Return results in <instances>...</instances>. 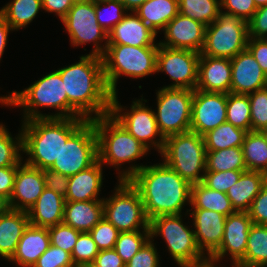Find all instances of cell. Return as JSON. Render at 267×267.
Segmentation results:
<instances>
[{
  "label": "cell",
  "mask_w": 267,
  "mask_h": 267,
  "mask_svg": "<svg viewBox=\"0 0 267 267\" xmlns=\"http://www.w3.org/2000/svg\"><path fill=\"white\" fill-rule=\"evenodd\" d=\"M115 193L103 199V217L120 232L150 230L140 193L129 180H119Z\"/></svg>",
  "instance_id": "10"
},
{
  "label": "cell",
  "mask_w": 267,
  "mask_h": 267,
  "mask_svg": "<svg viewBox=\"0 0 267 267\" xmlns=\"http://www.w3.org/2000/svg\"><path fill=\"white\" fill-rule=\"evenodd\" d=\"M267 35V5L258 8L248 21V36L264 38Z\"/></svg>",
  "instance_id": "52"
},
{
  "label": "cell",
  "mask_w": 267,
  "mask_h": 267,
  "mask_svg": "<svg viewBox=\"0 0 267 267\" xmlns=\"http://www.w3.org/2000/svg\"><path fill=\"white\" fill-rule=\"evenodd\" d=\"M0 103L6 106L21 107L23 121L38 118H69V101L60 73L56 70L35 81L22 91H13L0 97ZM38 107H48L60 112L43 114Z\"/></svg>",
  "instance_id": "4"
},
{
  "label": "cell",
  "mask_w": 267,
  "mask_h": 267,
  "mask_svg": "<svg viewBox=\"0 0 267 267\" xmlns=\"http://www.w3.org/2000/svg\"><path fill=\"white\" fill-rule=\"evenodd\" d=\"M17 172V166L0 168V196L8 201L14 189V180Z\"/></svg>",
  "instance_id": "55"
},
{
  "label": "cell",
  "mask_w": 267,
  "mask_h": 267,
  "mask_svg": "<svg viewBox=\"0 0 267 267\" xmlns=\"http://www.w3.org/2000/svg\"><path fill=\"white\" fill-rule=\"evenodd\" d=\"M135 13L158 34L179 13V0H149Z\"/></svg>",
  "instance_id": "30"
},
{
  "label": "cell",
  "mask_w": 267,
  "mask_h": 267,
  "mask_svg": "<svg viewBox=\"0 0 267 267\" xmlns=\"http://www.w3.org/2000/svg\"><path fill=\"white\" fill-rule=\"evenodd\" d=\"M261 132H262V134L265 136V138L267 140V127L264 128Z\"/></svg>",
  "instance_id": "62"
},
{
  "label": "cell",
  "mask_w": 267,
  "mask_h": 267,
  "mask_svg": "<svg viewBox=\"0 0 267 267\" xmlns=\"http://www.w3.org/2000/svg\"><path fill=\"white\" fill-rule=\"evenodd\" d=\"M246 134L247 131L226 121L203 135L206 151L242 147Z\"/></svg>",
  "instance_id": "35"
},
{
  "label": "cell",
  "mask_w": 267,
  "mask_h": 267,
  "mask_svg": "<svg viewBox=\"0 0 267 267\" xmlns=\"http://www.w3.org/2000/svg\"><path fill=\"white\" fill-rule=\"evenodd\" d=\"M98 160V138L93 120H87L63 144L58 159L49 168L65 176H73Z\"/></svg>",
  "instance_id": "11"
},
{
  "label": "cell",
  "mask_w": 267,
  "mask_h": 267,
  "mask_svg": "<svg viewBox=\"0 0 267 267\" xmlns=\"http://www.w3.org/2000/svg\"><path fill=\"white\" fill-rule=\"evenodd\" d=\"M84 118H38L22 121L26 164L49 169L58 159L63 144L86 122Z\"/></svg>",
  "instance_id": "3"
},
{
  "label": "cell",
  "mask_w": 267,
  "mask_h": 267,
  "mask_svg": "<svg viewBox=\"0 0 267 267\" xmlns=\"http://www.w3.org/2000/svg\"><path fill=\"white\" fill-rule=\"evenodd\" d=\"M247 49L267 75V42L264 38H248Z\"/></svg>",
  "instance_id": "53"
},
{
  "label": "cell",
  "mask_w": 267,
  "mask_h": 267,
  "mask_svg": "<svg viewBox=\"0 0 267 267\" xmlns=\"http://www.w3.org/2000/svg\"><path fill=\"white\" fill-rule=\"evenodd\" d=\"M133 13V14H132ZM156 33L135 12H128L108 33L107 44L135 47L159 46L155 44Z\"/></svg>",
  "instance_id": "23"
},
{
  "label": "cell",
  "mask_w": 267,
  "mask_h": 267,
  "mask_svg": "<svg viewBox=\"0 0 267 267\" xmlns=\"http://www.w3.org/2000/svg\"><path fill=\"white\" fill-rule=\"evenodd\" d=\"M91 267H126L115 249L100 250Z\"/></svg>",
  "instance_id": "54"
},
{
  "label": "cell",
  "mask_w": 267,
  "mask_h": 267,
  "mask_svg": "<svg viewBox=\"0 0 267 267\" xmlns=\"http://www.w3.org/2000/svg\"><path fill=\"white\" fill-rule=\"evenodd\" d=\"M254 2L257 8L267 5V0H254Z\"/></svg>",
  "instance_id": "60"
},
{
  "label": "cell",
  "mask_w": 267,
  "mask_h": 267,
  "mask_svg": "<svg viewBox=\"0 0 267 267\" xmlns=\"http://www.w3.org/2000/svg\"><path fill=\"white\" fill-rule=\"evenodd\" d=\"M242 150L247 171L267 174V140L261 131L247 132Z\"/></svg>",
  "instance_id": "34"
},
{
  "label": "cell",
  "mask_w": 267,
  "mask_h": 267,
  "mask_svg": "<svg viewBox=\"0 0 267 267\" xmlns=\"http://www.w3.org/2000/svg\"><path fill=\"white\" fill-rule=\"evenodd\" d=\"M28 225L29 215L26 211L9 208L0 217V257L7 261L12 258Z\"/></svg>",
  "instance_id": "27"
},
{
  "label": "cell",
  "mask_w": 267,
  "mask_h": 267,
  "mask_svg": "<svg viewBox=\"0 0 267 267\" xmlns=\"http://www.w3.org/2000/svg\"><path fill=\"white\" fill-rule=\"evenodd\" d=\"M232 80L230 93L248 95L267 86V75L248 49L230 59Z\"/></svg>",
  "instance_id": "20"
},
{
  "label": "cell",
  "mask_w": 267,
  "mask_h": 267,
  "mask_svg": "<svg viewBox=\"0 0 267 267\" xmlns=\"http://www.w3.org/2000/svg\"><path fill=\"white\" fill-rule=\"evenodd\" d=\"M61 22L68 32L72 46L93 42L94 49L90 54L101 57L105 53L108 34L97 22L95 0H77ZM104 40L102 46L100 43Z\"/></svg>",
  "instance_id": "14"
},
{
  "label": "cell",
  "mask_w": 267,
  "mask_h": 267,
  "mask_svg": "<svg viewBox=\"0 0 267 267\" xmlns=\"http://www.w3.org/2000/svg\"><path fill=\"white\" fill-rule=\"evenodd\" d=\"M99 250L114 249L120 231L103 217L90 231Z\"/></svg>",
  "instance_id": "45"
},
{
  "label": "cell",
  "mask_w": 267,
  "mask_h": 267,
  "mask_svg": "<svg viewBox=\"0 0 267 267\" xmlns=\"http://www.w3.org/2000/svg\"><path fill=\"white\" fill-rule=\"evenodd\" d=\"M193 94L194 90L164 87L156 92L155 116L164 139L190 131Z\"/></svg>",
  "instance_id": "12"
},
{
  "label": "cell",
  "mask_w": 267,
  "mask_h": 267,
  "mask_svg": "<svg viewBox=\"0 0 267 267\" xmlns=\"http://www.w3.org/2000/svg\"><path fill=\"white\" fill-rule=\"evenodd\" d=\"M118 174V181L129 180L138 190L149 220L181 214L186 203L190 204L191 184L164 162L149 166L134 163Z\"/></svg>",
  "instance_id": "1"
},
{
  "label": "cell",
  "mask_w": 267,
  "mask_h": 267,
  "mask_svg": "<svg viewBox=\"0 0 267 267\" xmlns=\"http://www.w3.org/2000/svg\"><path fill=\"white\" fill-rule=\"evenodd\" d=\"M251 109V131L267 127V86L248 94Z\"/></svg>",
  "instance_id": "43"
},
{
  "label": "cell",
  "mask_w": 267,
  "mask_h": 267,
  "mask_svg": "<svg viewBox=\"0 0 267 267\" xmlns=\"http://www.w3.org/2000/svg\"><path fill=\"white\" fill-rule=\"evenodd\" d=\"M42 170L22 162L17 166L9 207L28 212L45 188Z\"/></svg>",
  "instance_id": "19"
},
{
  "label": "cell",
  "mask_w": 267,
  "mask_h": 267,
  "mask_svg": "<svg viewBox=\"0 0 267 267\" xmlns=\"http://www.w3.org/2000/svg\"><path fill=\"white\" fill-rule=\"evenodd\" d=\"M245 171L205 172L202 183L210 189L227 193Z\"/></svg>",
  "instance_id": "46"
},
{
  "label": "cell",
  "mask_w": 267,
  "mask_h": 267,
  "mask_svg": "<svg viewBox=\"0 0 267 267\" xmlns=\"http://www.w3.org/2000/svg\"><path fill=\"white\" fill-rule=\"evenodd\" d=\"M65 198L44 188L33 207L28 211L29 224L37 227H51L63 222Z\"/></svg>",
  "instance_id": "26"
},
{
  "label": "cell",
  "mask_w": 267,
  "mask_h": 267,
  "mask_svg": "<svg viewBox=\"0 0 267 267\" xmlns=\"http://www.w3.org/2000/svg\"><path fill=\"white\" fill-rule=\"evenodd\" d=\"M227 94L194 90L190 131L203 136L226 122Z\"/></svg>",
  "instance_id": "16"
},
{
  "label": "cell",
  "mask_w": 267,
  "mask_h": 267,
  "mask_svg": "<svg viewBox=\"0 0 267 267\" xmlns=\"http://www.w3.org/2000/svg\"><path fill=\"white\" fill-rule=\"evenodd\" d=\"M117 94L112 95L110 115L136 140L141 142L149 150L154 146L161 153L165 139L159 132L155 111L145 106L147 100L141 98L132 102L130 111L123 112ZM123 112V113H122ZM156 140L155 138L158 137Z\"/></svg>",
  "instance_id": "13"
},
{
  "label": "cell",
  "mask_w": 267,
  "mask_h": 267,
  "mask_svg": "<svg viewBox=\"0 0 267 267\" xmlns=\"http://www.w3.org/2000/svg\"><path fill=\"white\" fill-rule=\"evenodd\" d=\"M235 267H267V225H251L245 256Z\"/></svg>",
  "instance_id": "32"
},
{
  "label": "cell",
  "mask_w": 267,
  "mask_h": 267,
  "mask_svg": "<svg viewBox=\"0 0 267 267\" xmlns=\"http://www.w3.org/2000/svg\"><path fill=\"white\" fill-rule=\"evenodd\" d=\"M103 183L102 164L97 160L89 168L69 177L66 201L103 200L99 197Z\"/></svg>",
  "instance_id": "25"
},
{
  "label": "cell",
  "mask_w": 267,
  "mask_h": 267,
  "mask_svg": "<svg viewBox=\"0 0 267 267\" xmlns=\"http://www.w3.org/2000/svg\"><path fill=\"white\" fill-rule=\"evenodd\" d=\"M248 38V22L220 10L217 20L206 26L205 43L200 55L234 58L247 49Z\"/></svg>",
  "instance_id": "9"
},
{
  "label": "cell",
  "mask_w": 267,
  "mask_h": 267,
  "mask_svg": "<svg viewBox=\"0 0 267 267\" xmlns=\"http://www.w3.org/2000/svg\"><path fill=\"white\" fill-rule=\"evenodd\" d=\"M206 25L178 13L165 27V41L159 42L173 49H187L201 53L205 43Z\"/></svg>",
  "instance_id": "18"
},
{
  "label": "cell",
  "mask_w": 267,
  "mask_h": 267,
  "mask_svg": "<svg viewBox=\"0 0 267 267\" xmlns=\"http://www.w3.org/2000/svg\"><path fill=\"white\" fill-rule=\"evenodd\" d=\"M97 22L108 34L125 16L126 9L119 0H95Z\"/></svg>",
  "instance_id": "40"
},
{
  "label": "cell",
  "mask_w": 267,
  "mask_h": 267,
  "mask_svg": "<svg viewBox=\"0 0 267 267\" xmlns=\"http://www.w3.org/2000/svg\"><path fill=\"white\" fill-rule=\"evenodd\" d=\"M50 244V234L47 227H37L29 224L9 261L20 267H32L49 248Z\"/></svg>",
  "instance_id": "24"
},
{
  "label": "cell",
  "mask_w": 267,
  "mask_h": 267,
  "mask_svg": "<svg viewBox=\"0 0 267 267\" xmlns=\"http://www.w3.org/2000/svg\"><path fill=\"white\" fill-rule=\"evenodd\" d=\"M221 10L242 17L248 22L258 9L254 0H220Z\"/></svg>",
  "instance_id": "50"
},
{
  "label": "cell",
  "mask_w": 267,
  "mask_h": 267,
  "mask_svg": "<svg viewBox=\"0 0 267 267\" xmlns=\"http://www.w3.org/2000/svg\"><path fill=\"white\" fill-rule=\"evenodd\" d=\"M141 231L142 230L119 233L114 249L125 264L130 261L141 247L150 239V230Z\"/></svg>",
  "instance_id": "41"
},
{
  "label": "cell",
  "mask_w": 267,
  "mask_h": 267,
  "mask_svg": "<svg viewBox=\"0 0 267 267\" xmlns=\"http://www.w3.org/2000/svg\"><path fill=\"white\" fill-rule=\"evenodd\" d=\"M77 0H42L43 9L55 13L62 20Z\"/></svg>",
  "instance_id": "56"
},
{
  "label": "cell",
  "mask_w": 267,
  "mask_h": 267,
  "mask_svg": "<svg viewBox=\"0 0 267 267\" xmlns=\"http://www.w3.org/2000/svg\"><path fill=\"white\" fill-rule=\"evenodd\" d=\"M57 71L69 101V118L93 120L110 114L113 94L107 87L100 56L85 54L79 62Z\"/></svg>",
  "instance_id": "2"
},
{
  "label": "cell",
  "mask_w": 267,
  "mask_h": 267,
  "mask_svg": "<svg viewBox=\"0 0 267 267\" xmlns=\"http://www.w3.org/2000/svg\"><path fill=\"white\" fill-rule=\"evenodd\" d=\"M41 9L42 0H13L0 9V15L13 30H18L30 24Z\"/></svg>",
  "instance_id": "33"
},
{
  "label": "cell",
  "mask_w": 267,
  "mask_h": 267,
  "mask_svg": "<svg viewBox=\"0 0 267 267\" xmlns=\"http://www.w3.org/2000/svg\"><path fill=\"white\" fill-rule=\"evenodd\" d=\"M159 254L152 239H149L141 249L126 263V267H159Z\"/></svg>",
  "instance_id": "48"
},
{
  "label": "cell",
  "mask_w": 267,
  "mask_h": 267,
  "mask_svg": "<svg viewBox=\"0 0 267 267\" xmlns=\"http://www.w3.org/2000/svg\"><path fill=\"white\" fill-rule=\"evenodd\" d=\"M15 138L7 130L6 126L0 123V168L18 166L22 161L23 151L22 131Z\"/></svg>",
  "instance_id": "39"
},
{
  "label": "cell",
  "mask_w": 267,
  "mask_h": 267,
  "mask_svg": "<svg viewBox=\"0 0 267 267\" xmlns=\"http://www.w3.org/2000/svg\"><path fill=\"white\" fill-rule=\"evenodd\" d=\"M160 154L163 162L191 185L202 182L206 171L203 136L192 131L169 136Z\"/></svg>",
  "instance_id": "6"
},
{
  "label": "cell",
  "mask_w": 267,
  "mask_h": 267,
  "mask_svg": "<svg viewBox=\"0 0 267 267\" xmlns=\"http://www.w3.org/2000/svg\"><path fill=\"white\" fill-rule=\"evenodd\" d=\"M220 0H179V13L208 26L217 20Z\"/></svg>",
  "instance_id": "37"
},
{
  "label": "cell",
  "mask_w": 267,
  "mask_h": 267,
  "mask_svg": "<svg viewBox=\"0 0 267 267\" xmlns=\"http://www.w3.org/2000/svg\"><path fill=\"white\" fill-rule=\"evenodd\" d=\"M126 11L136 12V10L149 0H119Z\"/></svg>",
  "instance_id": "58"
},
{
  "label": "cell",
  "mask_w": 267,
  "mask_h": 267,
  "mask_svg": "<svg viewBox=\"0 0 267 267\" xmlns=\"http://www.w3.org/2000/svg\"><path fill=\"white\" fill-rule=\"evenodd\" d=\"M32 267H75L71 254L50 244Z\"/></svg>",
  "instance_id": "47"
},
{
  "label": "cell",
  "mask_w": 267,
  "mask_h": 267,
  "mask_svg": "<svg viewBox=\"0 0 267 267\" xmlns=\"http://www.w3.org/2000/svg\"><path fill=\"white\" fill-rule=\"evenodd\" d=\"M247 212L253 224L267 225V183L253 199Z\"/></svg>",
  "instance_id": "49"
},
{
  "label": "cell",
  "mask_w": 267,
  "mask_h": 267,
  "mask_svg": "<svg viewBox=\"0 0 267 267\" xmlns=\"http://www.w3.org/2000/svg\"><path fill=\"white\" fill-rule=\"evenodd\" d=\"M45 186L66 198L69 177L51 169H42Z\"/></svg>",
  "instance_id": "51"
},
{
  "label": "cell",
  "mask_w": 267,
  "mask_h": 267,
  "mask_svg": "<svg viewBox=\"0 0 267 267\" xmlns=\"http://www.w3.org/2000/svg\"><path fill=\"white\" fill-rule=\"evenodd\" d=\"M48 231L50 234L51 245L61 248L70 254L72 253L79 234L81 233L63 222L48 227Z\"/></svg>",
  "instance_id": "44"
},
{
  "label": "cell",
  "mask_w": 267,
  "mask_h": 267,
  "mask_svg": "<svg viewBox=\"0 0 267 267\" xmlns=\"http://www.w3.org/2000/svg\"><path fill=\"white\" fill-rule=\"evenodd\" d=\"M98 138V160L119 170L125 162L147 155L149 149L127 132L110 114L93 119Z\"/></svg>",
  "instance_id": "7"
},
{
  "label": "cell",
  "mask_w": 267,
  "mask_h": 267,
  "mask_svg": "<svg viewBox=\"0 0 267 267\" xmlns=\"http://www.w3.org/2000/svg\"><path fill=\"white\" fill-rule=\"evenodd\" d=\"M267 183V174L261 171H245L237 183L226 193L237 212H247L253 199Z\"/></svg>",
  "instance_id": "29"
},
{
  "label": "cell",
  "mask_w": 267,
  "mask_h": 267,
  "mask_svg": "<svg viewBox=\"0 0 267 267\" xmlns=\"http://www.w3.org/2000/svg\"><path fill=\"white\" fill-rule=\"evenodd\" d=\"M216 264H213L211 262H206L204 264H201V265H197V266H192V267H215Z\"/></svg>",
  "instance_id": "61"
},
{
  "label": "cell",
  "mask_w": 267,
  "mask_h": 267,
  "mask_svg": "<svg viewBox=\"0 0 267 267\" xmlns=\"http://www.w3.org/2000/svg\"><path fill=\"white\" fill-rule=\"evenodd\" d=\"M252 220L248 212H235L226 217L223 239L219 249L208 259L215 264L229 252L232 267H235L245 256L247 240Z\"/></svg>",
  "instance_id": "17"
},
{
  "label": "cell",
  "mask_w": 267,
  "mask_h": 267,
  "mask_svg": "<svg viewBox=\"0 0 267 267\" xmlns=\"http://www.w3.org/2000/svg\"><path fill=\"white\" fill-rule=\"evenodd\" d=\"M251 109L249 96L227 94L226 121L247 132L251 131Z\"/></svg>",
  "instance_id": "38"
},
{
  "label": "cell",
  "mask_w": 267,
  "mask_h": 267,
  "mask_svg": "<svg viewBox=\"0 0 267 267\" xmlns=\"http://www.w3.org/2000/svg\"><path fill=\"white\" fill-rule=\"evenodd\" d=\"M247 171L242 147L206 151L205 172Z\"/></svg>",
  "instance_id": "36"
},
{
  "label": "cell",
  "mask_w": 267,
  "mask_h": 267,
  "mask_svg": "<svg viewBox=\"0 0 267 267\" xmlns=\"http://www.w3.org/2000/svg\"><path fill=\"white\" fill-rule=\"evenodd\" d=\"M200 53L187 49H173L159 45L156 72H165L172 80L164 88L195 90L198 80Z\"/></svg>",
  "instance_id": "15"
},
{
  "label": "cell",
  "mask_w": 267,
  "mask_h": 267,
  "mask_svg": "<svg viewBox=\"0 0 267 267\" xmlns=\"http://www.w3.org/2000/svg\"><path fill=\"white\" fill-rule=\"evenodd\" d=\"M158 48L159 46L108 44L101 58L110 92L113 95L117 94V81L121 75L133 79L156 73Z\"/></svg>",
  "instance_id": "5"
},
{
  "label": "cell",
  "mask_w": 267,
  "mask_h": 267,
  "mask_svg": "<svg viewBox=\"0 0 267 267\" xmlns=\"http://www.w3.org/2000/svg\"><path fill=\"white\" fill-rule=\"evenodd\" d=\"M10 31H14L13 28L0 15V60L2 58V55L4 54V50L8 40V33Z\"/></svg>",
  "instance_id": "57"
},
{
  "label": "cell",
  "mask_w": 267,
  "mask_h": 267,
  "mask_svg": "<svg viewBox=\"0 0 267 267\" xmlns=\"http://www.w3.org/2000/svg\"><path fill=\"white\" fill-rule=\"evenodd\" d=\"M182 215H163L150 220V239L163 236L171 257L180 267H192L208 262L195 240L194 230L183 224Z\"/></svg>",
  "instance_id": "8"
},
{
  "label": "cell",
  "mask_w": 267,
  "mask_h": 267,
  "mask_svg": "<svg viewBox=\"0 0 267 267\" xmlns=\"http://www.w3.org/2000/svg\"><path fill=\"white\" fill-rule=\"evenodd\" d=\"M9 203L6 198L0 196V217L9 209Z\"/></svg>",
  "instance_id": "59"
},
{
  "label": "cell",
  "mask_w": 267,
  "mask_h": 267,
  "mask_svg": "<svg viewBox=\"0 0 267 267\" xmlns=\"http://www.w3.org/2000/svg\"><path fill=\"white\" fill-rule=\"evenodd\" d=\"M190 205L192 209H205L231 215L236 211L226 193L208 188L202 182L191 185Z\"/></svg>",
  "instance_id": "31"
},
{
  "label": "cell",
  "mask_w": 267,
  "mask_h": 267,
  "mask_svg": "<svg viewBox=\"0 0 267 267\" xmlns=\"http://www.w3.org/2000/svg\"><path fill=\"white\" fill-rule=\"evenodd\" d=\"M231 80L232 69L229 58L200 55L197 90L228 94Z\"/></svg>",
  "instance_id": "22"
},
{
  "label": "cell",
  "mask_w": 267,
  "mask_h": 267,
  "mask_svg": "<svg viewBox=\"0 0 267 267\" xmlns=\"http://www.w3.org/2000/svg\"><path fill=\"white\" fill-rule=\"evenodd\" d=\"M96 243L89 232H82L76 241L71 253V259L75 267L90 266L99 253Z\"/></svg>",
  "instance_id": "42"
},
{
  "label": "cell",
  "mask_w": 267,
  "mask_h": 267,
  "mask_svg": "<svg viewBox=\"0 0 267 267\" xmlns=\"http://www.w3.org/2000/svg\"><path fill=\"white\" fill-rule=\"evenodd\" d=\"M103 218V200L66 201L63 223L79 232H89Z\"/></svg>",
  "instance_id": "28"
},
{
  "label": "cell",
  "mask_w": 267,
  "mask_h": 267,
  "mask_svg": "<svg viewBox=\"0 0 267 267\" xmlns=\"http://www.w3.org/2000/svg\"><path fill=\"white\" fill-rule=\"evenodd\" d=\"M194 234L198 248L209 259L220 247L226 216L216 211L193 209ZM206 251V254H205Z\"/></svg>",
  "instance_id": "21"
}]
</instances>
